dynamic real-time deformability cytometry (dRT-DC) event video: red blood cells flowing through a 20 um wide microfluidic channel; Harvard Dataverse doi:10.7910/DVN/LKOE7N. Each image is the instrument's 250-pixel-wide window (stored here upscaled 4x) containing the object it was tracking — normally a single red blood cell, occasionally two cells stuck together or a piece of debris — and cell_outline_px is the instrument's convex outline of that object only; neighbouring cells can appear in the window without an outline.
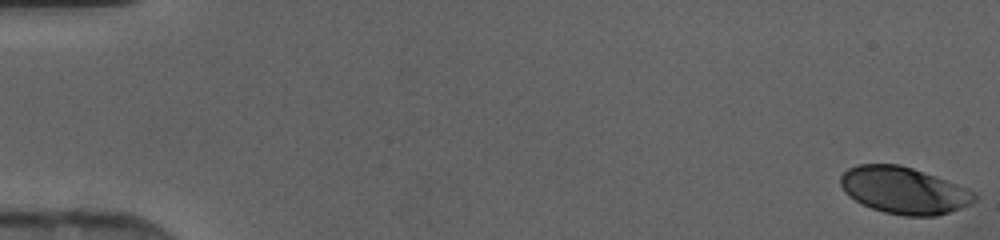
{"species": "human", "species_latin": "Homo sapiens", "temperature_condition": "cold", "stored_images_in_passage": 47, "camera_frame_rate_fps": 3000, "um_per_image_px": 0.085, "donor": {"sex": "female"}, "frame": {"image": 1, "passage_image": 1, "time_ms": 0.0, "image_size_px": [1000, 240], "cell_outline_px": [[976, 200], [960, 208], [936, 216], [904, 216], [884, 212], [872, 208], [848, 196], [844, 192], [840, 184], [840, 176], [848, 168], [860, 164], [900, 164], [912, 168], [968, 188], [976, 192]], "centroid_in_image_um": [76.81, 16.18], "position_along_channel_um": 8.2, "area_um2": 36.36}}
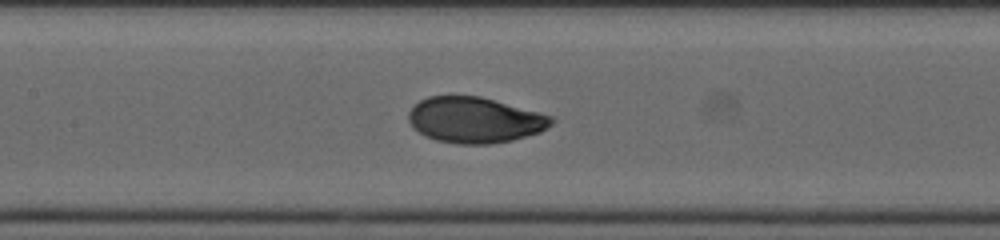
{"frame": {"image": 2, "passage_image": 23, "time_ms": 7.333, "image_size_px": [1000, 240], "cell_outline_px": [[556, 120], [552, 124], [540, 132], [512, 140], [492, 144], [460, 144], [436, 140], [420, 132], [408, 120], [408, 112], [420, 100], [428, 96], [480, 96], [552, 116]], "centroid_in_image_um": [40.38, 10.2], "position_along_channel_um": 167.0, "area_um2": 37.74}}
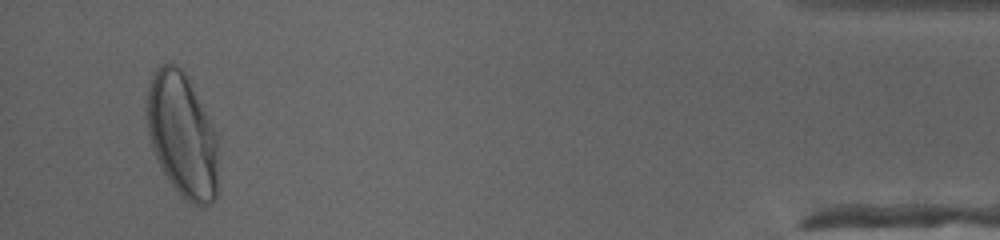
{"frame": {"image": 3, "passage_image": 45, "time_ms": 14.667, "image_size_px": [1000, 240], "cell_outline_px": [[216, 196], [204, 208], [192, 204], [180, 196], [168, 180], [152, 148], [148, 136], [148, 88], [152, 72], [160, 64], [172, 60], [184, 72], [216, 132]], "centroid_in_image_um": [15.46, 11.48], "position_along_channel_um": 419.7, "area_um2": 51.15}}